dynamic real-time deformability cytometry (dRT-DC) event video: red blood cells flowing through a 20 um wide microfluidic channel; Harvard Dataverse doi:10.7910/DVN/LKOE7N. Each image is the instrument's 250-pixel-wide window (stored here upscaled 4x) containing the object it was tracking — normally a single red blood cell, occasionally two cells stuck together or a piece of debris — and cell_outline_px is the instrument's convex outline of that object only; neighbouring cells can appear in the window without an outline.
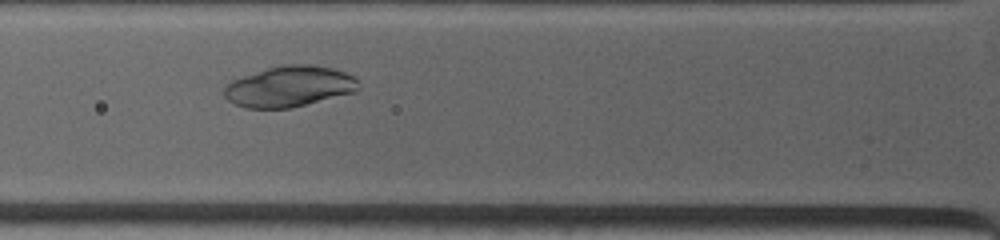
{"species": "common noctule bat (a hibernating species)", "species_latin": "Nyctalus noctula", "temperature_condition": "warm", "stored_images_in_passage": 25, "camera_frame_rate_fps": 4500, "um_per_image_px": 0.085, "animal": {"sex": "female", "body_mass_g": 19.0, "forearm_length_mm": 53.3}, "frame": {"image": 1, "passage_image": 8, "time_ms": 3.556, "image_size_px": [1000, 240], "cell_outline_px": [[360, 88], [356, 92], [292, 108], [244, 108], [228, 100], [224, 96], [224, 84], [232, 80], [268, 68], [284, 64], [308, 64], [332, 68], [356, 76], [360, 80]], "centroid_in_image_um": [24.64, 7.35], "position_along_channel_um": 101.2, "area_um2": 32.25}}
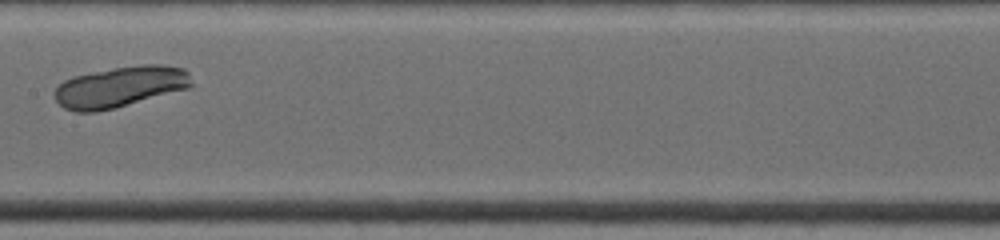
{"frame": {"image": 2, "passage_image": 13, "time_ms": 6.0, "image_size_px": [1000, 240], "cell_outline_px": [[192, 84], [188, 88], [116, 108], [96, 112], [76, 112], [64, 108], [56, 100], [56, 88], [64, 80], [72, 76], [112, 68], [140, 64], [160, 64], [184, 68], [188, 72]], "centroid_in_image_um": [10.21, 7.37], "position_along_channel_um": 197.2, "area_um2": 32.6}}
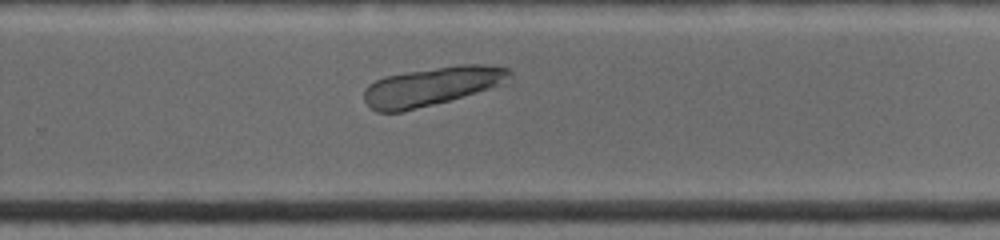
{"frame": {"image": 3, "passage_image": 18, "time_ms": 8.444, "image_size_px": [1000, 240], "cell_outline_px": [[516, 80], [512, 84], [404, 112], [376, 112], [364, 100], [364, 88], [368, 84], [384, 76], [456, 64], [484, 64], [508, 68], [512, 72]], "centroid_in_image_um": [36.87, 7.33], "position_along_channel_um": 292.9, "area_um2": 33.93}}